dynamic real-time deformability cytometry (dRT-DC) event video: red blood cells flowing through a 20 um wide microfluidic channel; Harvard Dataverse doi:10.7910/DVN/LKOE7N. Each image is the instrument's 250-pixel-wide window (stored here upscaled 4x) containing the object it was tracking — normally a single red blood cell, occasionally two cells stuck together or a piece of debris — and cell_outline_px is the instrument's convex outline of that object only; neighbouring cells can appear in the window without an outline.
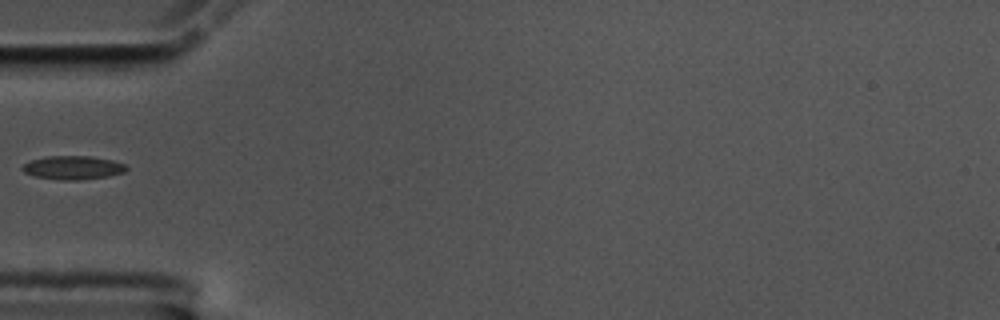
{"species": "common noctule bat (a hibernating species)", "species_latin": "Nyctalus noctula", "temperature_condition": "cold", "stored_images_in_passage": 38, "camera_frame_rate_fps": 3000, "um_per_image_px": 0.085, "animal": {"sex": "male", "body_mass_g": 17.5, "forearm_length_mm": 52.3}, "frame": {"image": 1, "passage_image": 1, "time_ms": 0.0, "image_size_px": [1000, 320], "cell_outline_px": [[128, 168], [124, 172], [108, 176], [80, 180], [60, 180], [36, 176], [24, 172], [20, 168], [24, 164], [32, 160], [48, 156], [92, 156], [112, 160], [124, 164]], "centroid_in_image_um": [6.21, 14.25], "position_along_channel_um": 78.8, "area_um2": 14.22}}